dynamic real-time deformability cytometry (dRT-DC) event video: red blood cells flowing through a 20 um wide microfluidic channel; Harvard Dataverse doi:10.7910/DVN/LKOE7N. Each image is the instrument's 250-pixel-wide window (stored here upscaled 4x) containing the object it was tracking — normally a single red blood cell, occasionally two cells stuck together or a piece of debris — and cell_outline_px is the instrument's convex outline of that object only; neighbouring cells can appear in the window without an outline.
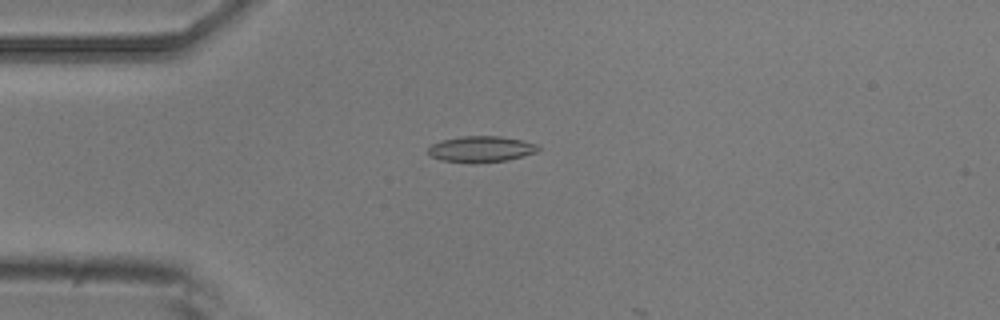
{"species": "common noctule bat (a hibernating species)", "species_latin": "Nyctalus noctula", "temperature_condition": "room temperature", "stored_images_in_passage": 5, "camera_frame_rate_fps": 3000, "um_per_image_px": 0.085, "animal": {"sex": "male", "body_mass_g": 20.5, "forearm_length_mm": 52.5}, "frame": {"image": 1, "passage_image": 4, "time_ms": 1.0, "image_size_px": [1000, 320], "cell_outline_px": [[540, 148], [536, 152], [508, 160], [472, 164], [440, 160], [432, 156], [428, 152], [428, 148], [432, 144], [444, 140], [460, 136], [500, 136], [524, 140], [536, 144]], "centroid_in_image_um": [40.89, 12.68], "position_along_channel_um": 44.1, "area_um2": 16.82}}